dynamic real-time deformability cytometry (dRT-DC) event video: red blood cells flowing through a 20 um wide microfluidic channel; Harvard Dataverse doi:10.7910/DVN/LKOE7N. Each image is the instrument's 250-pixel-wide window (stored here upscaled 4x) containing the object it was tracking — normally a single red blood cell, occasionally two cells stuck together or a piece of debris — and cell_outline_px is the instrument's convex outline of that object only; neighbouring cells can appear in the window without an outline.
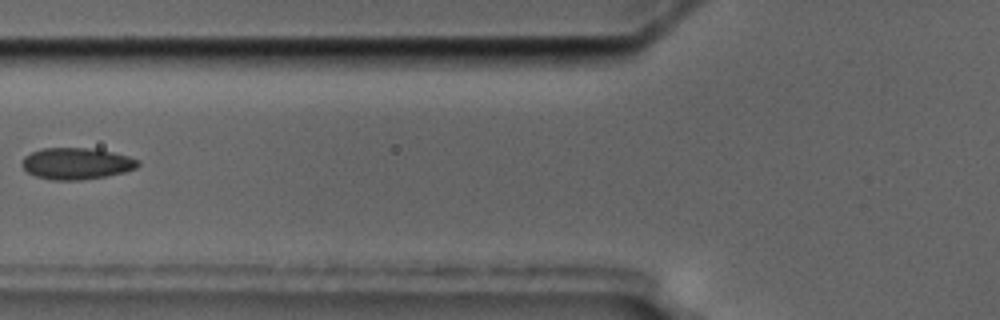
{"species": "common noctule bat (a hibernating species)", "species_latin": "Nyctalus noctula", "temperature_condition": "cold", "stored_images_in_passage": 11, "camera_frame_rate_fps": 3000, "um_per_image_px": 0.085, "animal": {"sex": "male", "body_mass_g": 17.5, "forearm_length_mm": 52.3}, "frame": {"image": 1, "passage_image": 2, "time_ms": 2.0, "image_size_px": [1000, 320], "cell_outline_px": [[140, 164], [136, 168], [124, 172], [104, 176], [80, 180], [52, 180], [36, 176], [28, 172], [20, 164], [24, 156], [40, 148], [88, 148], [112, 152], [128, 156], [140, 160]], "centroid_in_image_um": [6.49, 13.9], "position_along_channel_um": 119.3, "area_um2": 21.27}}
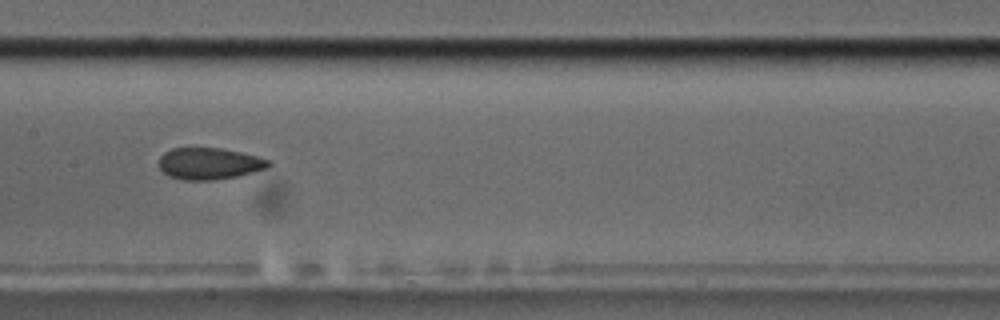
{"frame": {"image": 2, "passage_image": 4, "time_ms": 4.0, "image_size_px": [1000, 320], "cell_outline_px": [[272, 164], [268, 168], [236, 176], [212, 180], [180, 180], [168, 176], [160, 168], [160, 156], [164, 152], [172, 148], [220, 148], [240, 152], [256, 156], [268, 160]], "centroid_in_image_um": [17.77, 13.91], "position_along_channel_um": 189.6, "area_um2": 20.11}}
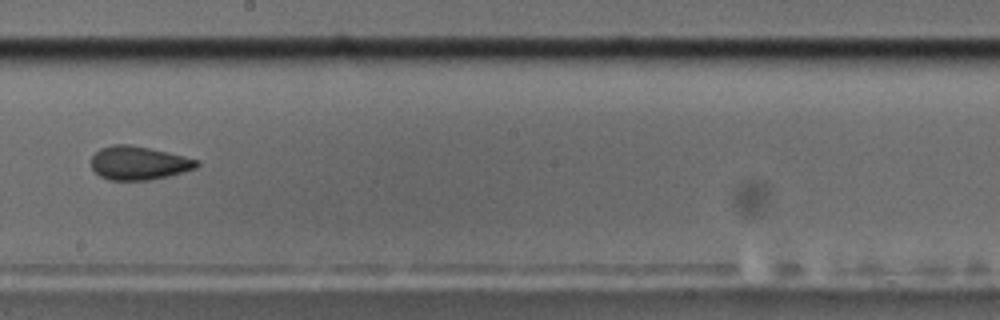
{"frame": {"image": 3, "passage_image": 5, "time_ms": 5.333, "image_size_px": [1000, 320], "cell_outline_px": [[200, 164], [196, 168], [168, 176], [148, 180], [108, 180], [100, 176], [92, 168], [92, 156], [100, 148], [112, 144], [128, 144], [168, 152], [200, 160]], "centroid_in_image_um": [11.8, 13.85], "position_along_channel_um": 236.4, "area_um2": 20.63}}